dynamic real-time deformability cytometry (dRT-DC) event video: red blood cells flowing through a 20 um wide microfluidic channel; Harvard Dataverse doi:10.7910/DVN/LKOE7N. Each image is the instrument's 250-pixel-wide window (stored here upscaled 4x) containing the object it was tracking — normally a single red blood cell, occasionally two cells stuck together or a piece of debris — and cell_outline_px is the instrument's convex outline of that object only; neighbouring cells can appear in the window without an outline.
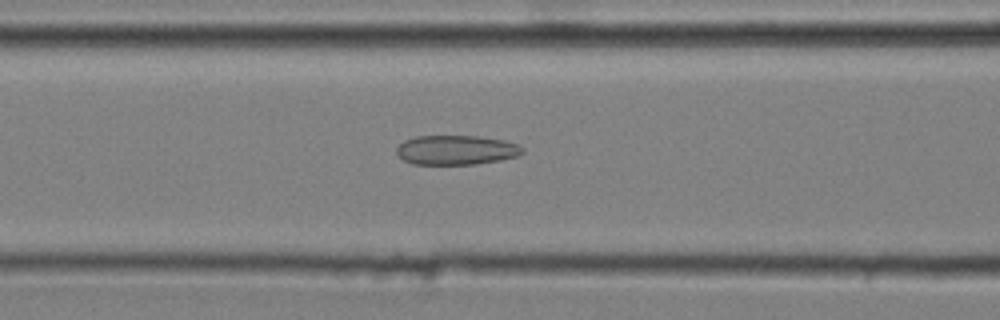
{"species": "common noctule bat (a hibernating species)", "species_latin": "Nyctalus noctula", "temperature_condition": "cold", "stored_images_in_passage": 43, "camera_frame_rate_fps": 3000, "um_per_image_px": 0.085, "animal": {"sex": "male", "body_mass_g": 20.4}, "frame": {"image": 1, "passage_image": 22, "time_ms": 7.0, "image_size_px": [1000, 320], "cell_outline_px": [[524, 152], [516, 156], [500, 160], [476, 164], [412, 164], [404, 160], [396, 152], [396, 148], [404, 140], [416, 136], [476, 136], [504, 140], [516, 144], [524, 148]], "centroid_in_image_um": [38.77, 12.75], "position_along_channel_um": 127.8, "area_um2": 21.56}}
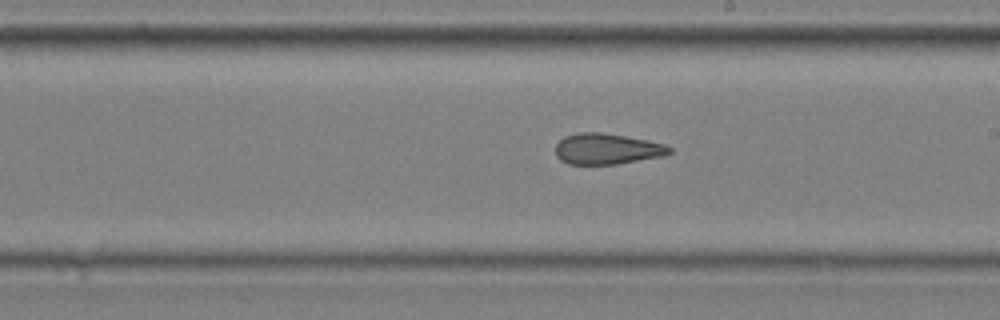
{"frame": {"image": 2, "passage_image": 31, "time_ms": 10.0, "image_size_px": [1000, 320], "cell_outline_px": [[672, 152], [664, 156], [616, 164], [568, 164], [560, 160], [556, 156], [556, 144], [564, 136], [576, 132], [600, 132], [648, 140], [664, 144], [672, 148]], "centroid_in_image_um": [51.58, 12.65], "position_along_channel_um": 237.4, "area_um2": 20.58}}
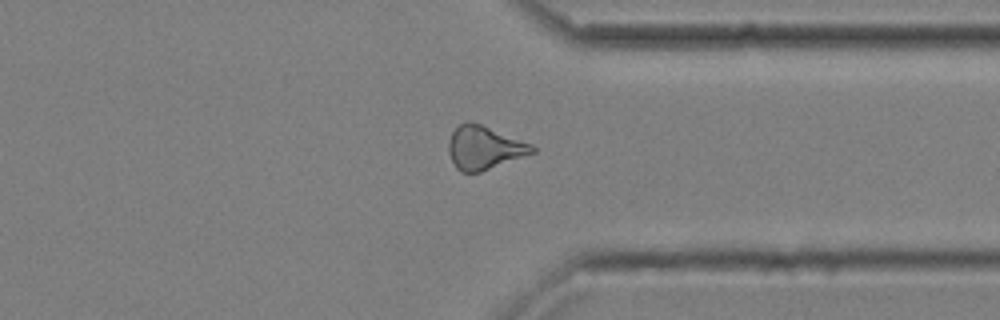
{"frame": {"image": 3, "passage_image": 42, "time_ms": 13.667, "image_size_px": [1000, 320], "cell_outline_px": [[536, 152], [480, 172], [460, 172], [456, 168], [448, 152], [448, 140], [452, 132], [464, 120], [468, 120], [480, 124], [532, 144], [536, 148]], "centroid_in_image_um": [41.14, 12.55], "position_along_channel_um": 370.3, "area_um2": 21.1}}